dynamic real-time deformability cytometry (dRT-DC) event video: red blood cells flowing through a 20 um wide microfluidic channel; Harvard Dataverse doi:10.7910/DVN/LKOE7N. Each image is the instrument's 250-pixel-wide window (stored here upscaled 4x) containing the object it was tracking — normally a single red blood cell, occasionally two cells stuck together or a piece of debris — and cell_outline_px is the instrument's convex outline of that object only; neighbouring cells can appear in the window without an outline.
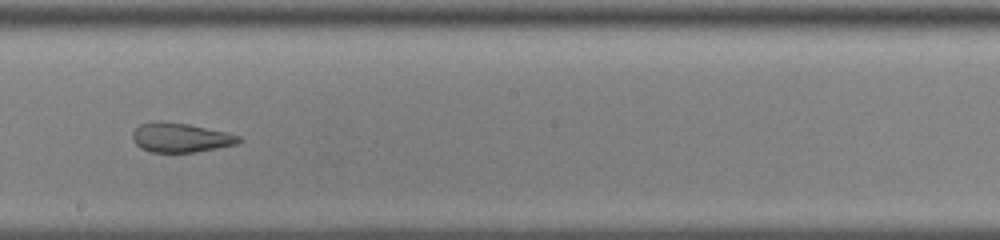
{"species": "common noctule bat (a hibernating species)", "species_latin": "Nyctalus noctula", "temperature_condition": "cold", "stored_images_in_passage": 38, "camera_frame_rate_fps": 3000, "um_per_image_px": 0.085, "animal": {"sex": "male", "body_mass_g": 13.0, "forearm_length_mm": 53.1}, "frame": {"image": 1, "passage_image": 17, "time_ms": 5.333, "image_size_px": [1000, 240], "cell_outline_px": [[244, 140], [236, 144], [196, 152], [152, 152], [140, 148], [132, 140], [132, 132], [140, 124], [160, 120], [188, 124], [228, 132], [240, 136]], "centroid_in_image_um": [15.35, 11.69], "position_along_channel_um": 232.9, "area_um2": 18.32}, "authors_computed_cell_mechanics": {"area_um2": 20.6346, "velocity_mm_per_s": 3.5826, "shape_relaxation_time_tau1_ms": null, "shape_relaxation_time_tau2_ms": 1.2419, "deformation_change_tau1": null, "deformation_change_tau2": 0.0822}}